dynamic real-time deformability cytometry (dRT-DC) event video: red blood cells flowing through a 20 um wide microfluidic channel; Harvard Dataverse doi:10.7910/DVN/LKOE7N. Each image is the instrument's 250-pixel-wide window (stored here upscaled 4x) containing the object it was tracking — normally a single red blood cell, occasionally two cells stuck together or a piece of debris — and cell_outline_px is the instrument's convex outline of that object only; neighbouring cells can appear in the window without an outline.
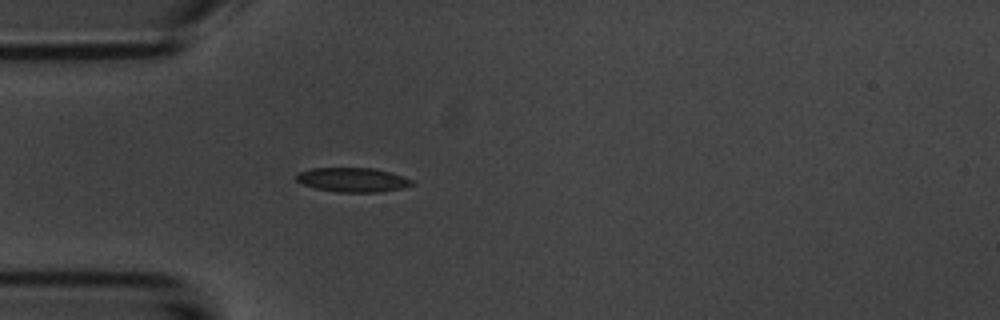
{"species": "common noctule bat (a hibernating species)", "species_latin": "Nyctalus noctula", "temperature_condition": "room temperature", "stored_images_in_passage": 2, "camera_frame_rate_fps": 3000, "um_per_image_px": 0.085, "animal": {"sex": "male", "body_mass_g": 20.1, "forearm_length_mm": 53.5}, "frame": {"image": 1, "passage_image": 2, "time_ms": 1.0, "image_size_px": [1000, 320], "cell_outline_px": [[416, 184], [404, 188], [380, 192], [336, 192], [316, 188], [304, 184], [296, 180], [296, 176], [300, 172], [312, 168], [372, 168], [388, 172], [412, 180]], "centroid_in_image_um": [30.0, 15.29], "position_along_channel_um": 55.0, "area_um2": 16.18}}